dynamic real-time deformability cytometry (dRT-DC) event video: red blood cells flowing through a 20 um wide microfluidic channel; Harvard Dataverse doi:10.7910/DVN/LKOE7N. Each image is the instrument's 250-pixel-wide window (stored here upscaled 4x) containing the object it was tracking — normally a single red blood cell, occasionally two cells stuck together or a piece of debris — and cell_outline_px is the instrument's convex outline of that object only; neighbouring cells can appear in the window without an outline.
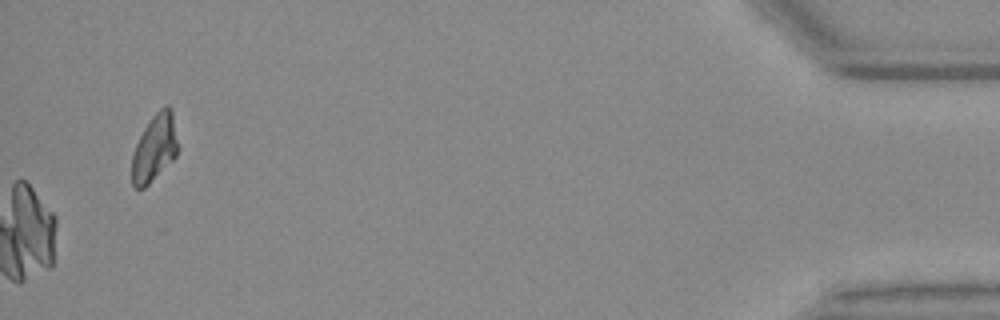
{"species": "Egyptian fruit bat (a non-hibernating species)", "species_latin": "Rousettus aegyptiacus", "temperature_condition": "warm", "stored_images_in_passage": 39, "camera_frame_rate_fps": 3000, "um_per_image_px": 0.085, "animal": {"sex": "female"}, "frame": {"image": 1, "passage_image": 39, "time_ms": 12.667, "image_size_px": [1000, 320], "cell_outline_px": [[180, 148], [176, 156], [144, 188], [136, 188], [132, 184], [132, 152], [144, 128], [152, 116], [164, 104], [168, 104], [172, 108]], "centroid_in_image_um": [13.17, 12.52], "position_along_channel_um": 422.0, "area_um2": 18.21}}